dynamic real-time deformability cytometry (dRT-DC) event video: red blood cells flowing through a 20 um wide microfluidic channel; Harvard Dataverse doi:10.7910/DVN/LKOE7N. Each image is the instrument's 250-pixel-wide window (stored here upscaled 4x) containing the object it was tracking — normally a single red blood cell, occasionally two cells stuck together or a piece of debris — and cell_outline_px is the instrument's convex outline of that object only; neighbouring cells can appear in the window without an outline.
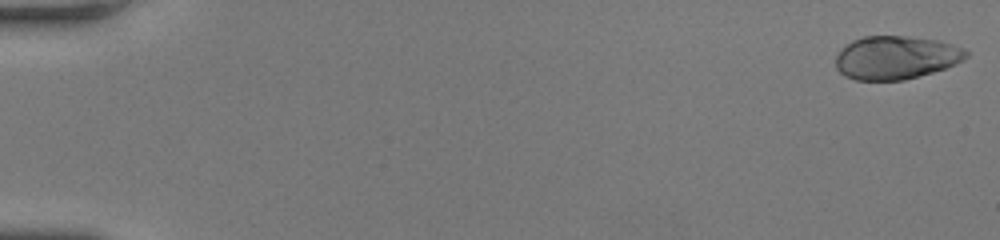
{"species": "human", "species_latin": "Homo sapiens", "temperature_condition": "room temperature", "stored_images_in_passage": 55, "camera_frame_rate_fps": 3000, "um_per_image_px": 0.085, "donor": {"sex": "female"}, "frame": {"image": 1, "passage_image": 1, "time_ms": 0.0, "image_size_px": [1000, 240], "cell_outline_px": [[968, 56], [964, 60], [956, 64], [932, 72], [904, 80], [856, 80], [844, 76], [836, 68], [836, 56], [840, 48], [844, 44], [852, 40], [864, 36], [908, 36], [940, 40], [964, 48], [968, 52]], "centroid_in_image_um": [76.14, 4.88], "position_along_channel_um": 8.9, "area_um2": 33.23}}
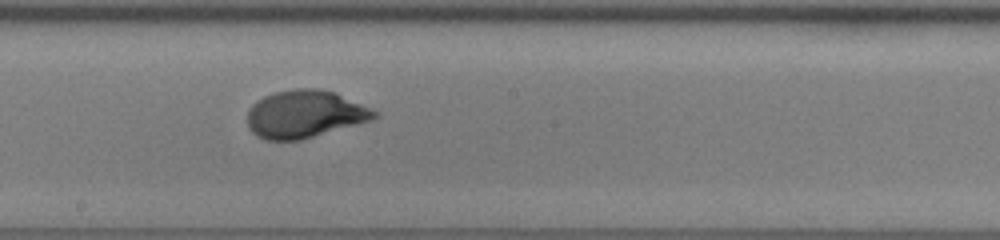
{"frame": {"image": 2, "passage_image": 32, "time_ms": 10.333, "image_size_px": [1000, 240], "cell_outline_px": [[380, 116], [372, 120], [300, 140], [264, 140], [256, 136], [248, 128], [248, 108], [256, 100], [264, 96], [276, 92], [296, 88], [316, 88], [336, 92], [380, 112]], "centroid_in_image_um": [25.92, 9.69], "position_along_channel_um": 222.3, "area_um2": 35.49}}
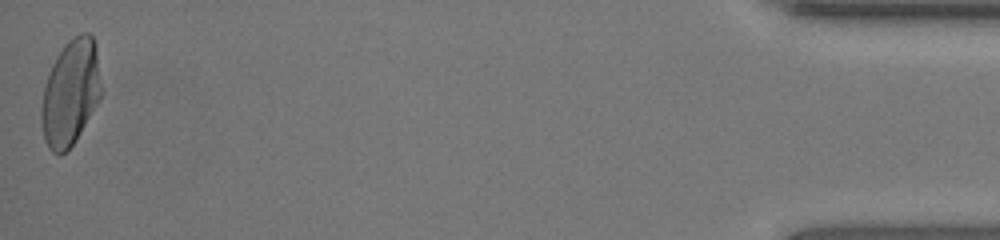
{"frame": {"image": 3, "passage_image": 55, "time_ms": 18.0, "image_size_px": [1000, 240], "cell_outline_px": [[100, 100], [76, 140], [60, 156], [52, 152], [48, 148], [44, 140], [40, 120], [40, 108], [44, 88], [52, 64], [56, 56], [64, 44], [72, 36], [80, 32], [88, 32], [92, 36], [96, 44], [100, 84]], "centroid_in_image_um": [5.97, 7.88], "position_along_channel_um": 429.2, "area_um2": 37.11}, "authors_computed_cell_mechanics": {"area_um2": 34.6222, "velocity_mm_per_s": 3.8306, "shape_relaxation_time_tau1_ms": 3.1446, "shape_relaxation_time_tau2_ms": null, "deformation_change_tau1": 0.1896, "deformation_change_tau2": null}}